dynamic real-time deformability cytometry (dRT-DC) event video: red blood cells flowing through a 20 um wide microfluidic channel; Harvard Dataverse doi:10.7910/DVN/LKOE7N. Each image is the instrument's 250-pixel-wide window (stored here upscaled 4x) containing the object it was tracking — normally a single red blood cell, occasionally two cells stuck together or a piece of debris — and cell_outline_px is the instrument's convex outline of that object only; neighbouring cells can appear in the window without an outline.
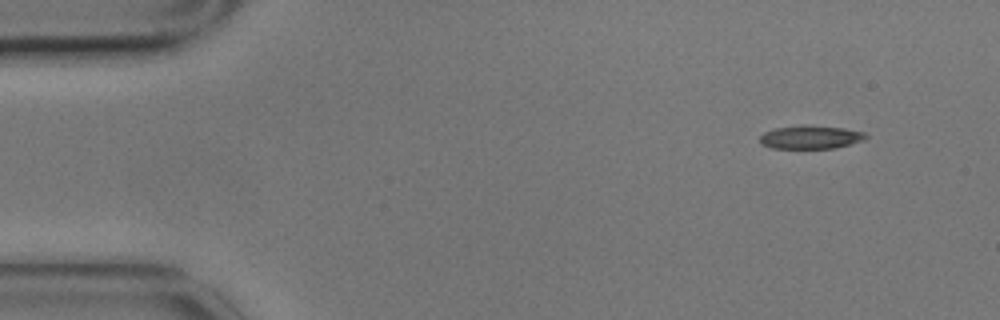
{"species": "common noctule bat (a hibernating species)", "species_latin": "Nyctalus noctula", "temperature_condition": "cold", "stored_images_in_passage": 4, "camera_frame_rate_fps": 3000, "um_per_image_px": 0.085, "animal": {"sex": "male", "body_mass_g": 17.9}, "frame": {"image": 1, "passage_image": 1, "time_ms": 0.0, "image_size_px": [1000, 320], "cell_outline_px": [[868, 136], [864, 140], [836, 148], [772, 148], [760, 144], [760, 136], [764, 132], [776, 128], [804, 124], [844, 128], [864, 132]], "centroid_in_image_um": [68.9, 11.65], "position_along_channel_um": 16.1, "area_um2": 14.51}}
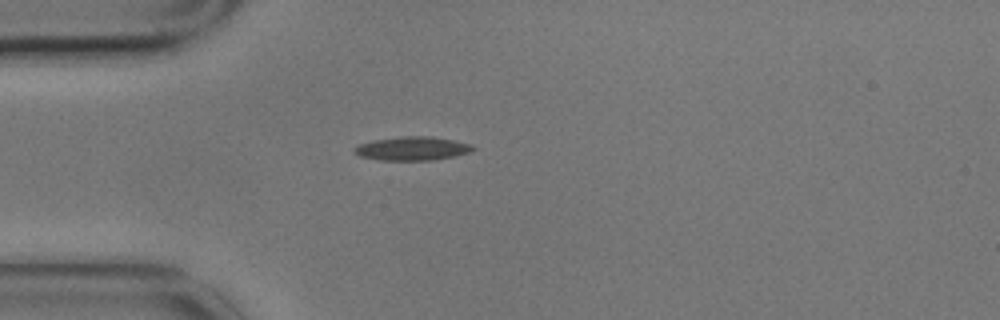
{"frame": {"image": 2, "passage_image": 3, "time_ms": 0.667, "image_size_px": [1000, 320], "cell_outline_px": [[476, 148], [472, 152], [456, 156], [432, 160], [380, 160], [360, 156], [352, 152], [352, 148], [360, 144], [372, 140], [400, 136], [432, 136], [472, 144]], "centroid_in_image_um": [35.05, 12.62], "position_along_channel_um": 49.9, "area_um2": 16.59}}